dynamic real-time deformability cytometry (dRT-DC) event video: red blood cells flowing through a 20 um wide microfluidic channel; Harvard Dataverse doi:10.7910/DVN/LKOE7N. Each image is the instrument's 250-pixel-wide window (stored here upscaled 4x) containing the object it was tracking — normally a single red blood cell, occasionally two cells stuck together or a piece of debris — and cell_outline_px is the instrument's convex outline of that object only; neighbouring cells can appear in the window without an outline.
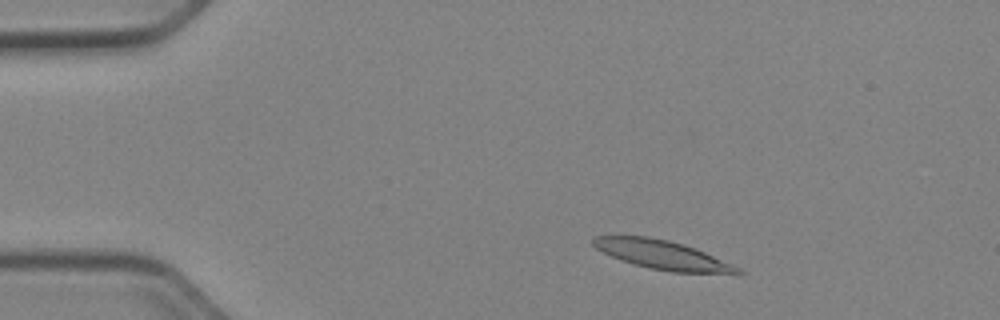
{"species": "Egyptian fruit bat (a non-hibernating species)", "species_latin": "Rousettus aegyptiacus", "temperature_condition": "cold", "stored_images_in_passage": 49, "camera_frame_rate_fps": 3000, "um_per_image_px": 0.085, "animal": {"sex": "female"}, "frame": {"image": 1, "passage_image": 6, "time_ms": 1.667, "image_size_px": [1000, 320], "cell_outline_px": [[744, 272], [740, 276], [672, 272], [648, 268], [620, 260], [596, 248], [592, 244], [592, 240], [596, 236], [648, 236], [668, 240], [684, 244], [704, 252], [732, 264], [740, 268]], "centroid_in_image_um": [56.43, 21.71], "position_along_channel_um": 28.6, "area_um2": 24.8}}
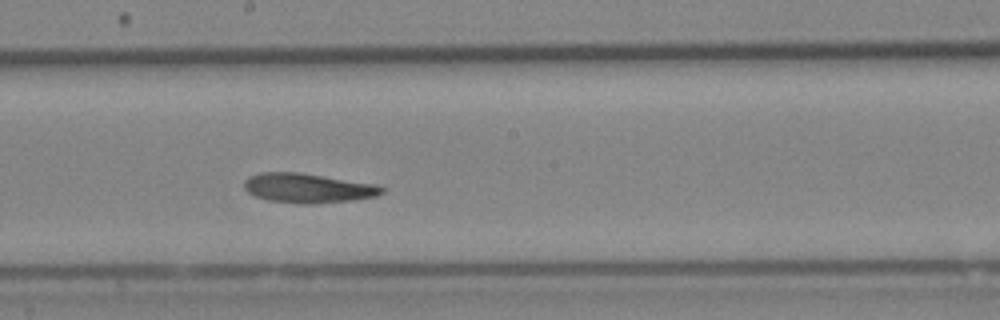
{"frame": {"image": 2, "passage_image": 26, "time_ms": 8.333, "image_size_px": [1000, 320], "cell_outline_px": [[384, 192], [376, 196], [352, 200], [316, 204], [304, 204], [268, 200], [256, 196], [248, 192], [244, 188], [244, 180], [248, 176], [260, 172], [296, 172], [380, 184], [384, 188]], "centroid_in_image_um": [26.19, 15.98], "position_along_channel_um": 222.0, "area_um2": 23.81}}
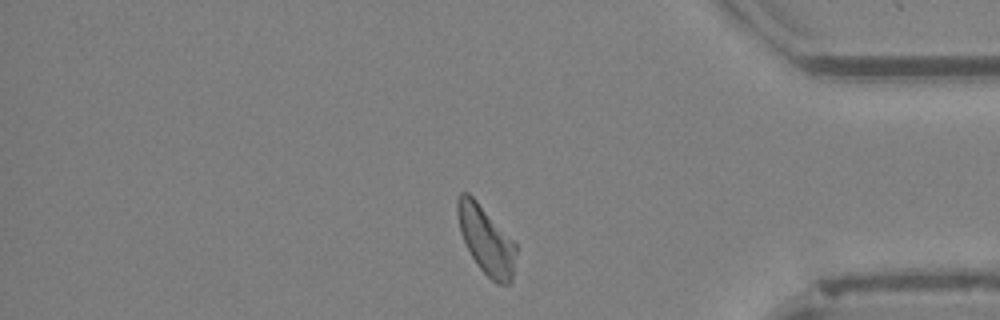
{"frame": {"image": 3, "passage_image": 41, "time_ms": 13.333, "image_size_px": [1000, 320], "cell_outline_px": [[516, 252], [512, 284], [496, 284], [480, 268], [472, 256], [460, 232], [456, 212], [456, 200], [460, 192], [468, 192], [476, 200], [516, 244]], "centroid_in_image_um": [41.31, 20.41], "position_along_channel_um": 393.9, "area_um2": 22.95}, "authors_computed_cell_mechanics": {"area_um2": 23.698, "velocity_mm_per_s": 3.8982, "shape_relaxation_time_tau1_ms": 6.2999, "shape_relaxation_time_tau2_ms": 7.3451, "deformation_change_tau1": 0.1926, "deformation_change_tau2": 0.1596}}